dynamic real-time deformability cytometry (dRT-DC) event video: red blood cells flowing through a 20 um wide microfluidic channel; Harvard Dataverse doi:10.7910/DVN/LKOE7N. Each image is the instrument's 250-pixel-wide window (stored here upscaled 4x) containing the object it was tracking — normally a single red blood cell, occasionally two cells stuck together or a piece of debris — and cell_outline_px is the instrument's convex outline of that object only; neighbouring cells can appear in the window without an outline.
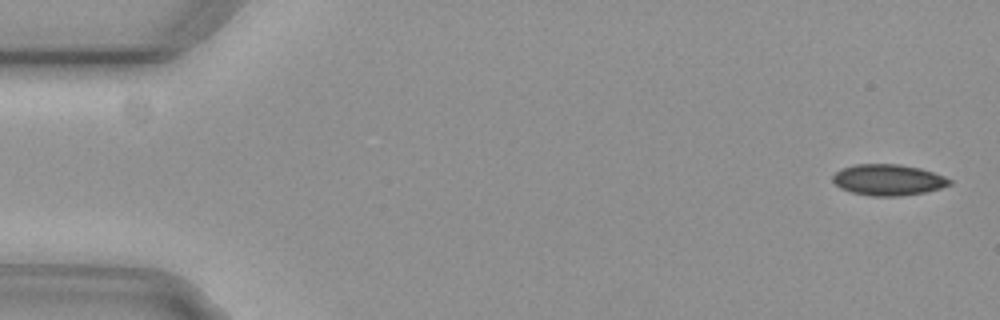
{"species": "common noctule bat (a hibernating species)", "species_latin": "Nyctalus noctula", "temperature_condition": "cold", "stored_images_in_passage": 6, "camera_frame_rate_fps": 3000, "um_per_image_px": 0.085, "animal": {"sex": "female", "body_mass_g": 29.2, "forearm_length_mm": 56.3}, "frame": {"image": 1, "passage_image": 1, "time_ms": 0.0, "image_size_px": [1000, 320], "cell_outline_px": [[952, 184], [940, 188], [924, 192], [900, 196], [872, 196], [852, 192], [840, 188], [832, 180], [832, 176], [840, 168], [856, 164], [900, 164], [920, 168], [944, 176], [952, 180]], "centroid_in_image_um": [75.48, 15.28], "position_along_channel_um": 9.5, "area_um2": 21.15}}
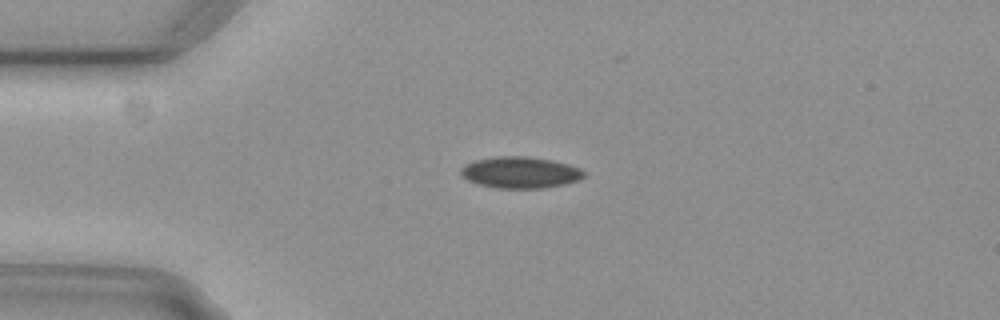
{"frame": {"image": 2, "passage_image": 4, "time_ms": 1.0, "image_size_px": [1000, 320], "cell_outline_px": [[588, 172], [580, 180], [564, 184], [544, 188], [496, 188], [480, 184], [468, 180], [460, 172], [460, 168], [464, 164], [476, 160], [496, 156], [528, 156], [552, 160], [568, 164], [580, 168]], "centroid_in_image_um": [44.26, 14.65], "position_along_channel_um": 40.7, "area_um2": 22.66}}